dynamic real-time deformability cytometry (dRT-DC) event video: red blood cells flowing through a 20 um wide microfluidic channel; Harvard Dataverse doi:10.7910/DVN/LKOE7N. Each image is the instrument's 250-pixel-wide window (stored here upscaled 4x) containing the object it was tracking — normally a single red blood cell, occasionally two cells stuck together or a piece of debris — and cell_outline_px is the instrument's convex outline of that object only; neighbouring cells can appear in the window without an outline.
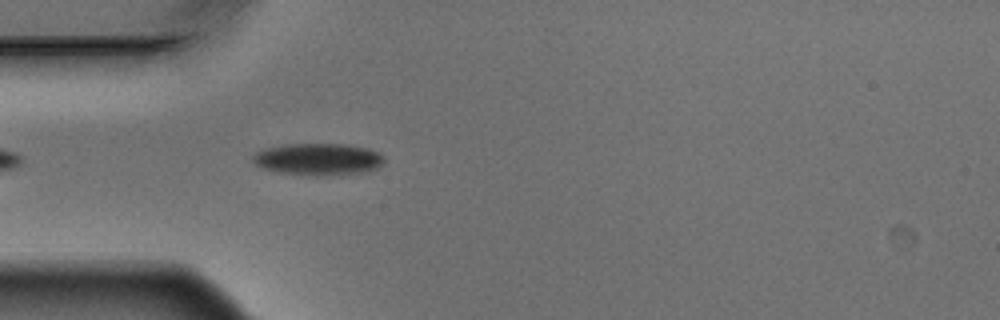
{"species": "Egyptian fruit bat (a non-hibernating species)", "species_latin": "Rousettus aegyptiacus", "temperature_condition": "warm", "stored_images_in_passage": 4, "camera_frame_rate_fps": 3000, "um_per_image_px": 0.085, "animal": {"sex": "male"}, "frame": {"image": 1, "passage_image": 4, "time_ms": 1.0, "image_size_px": [1000, 320], "cell_outline_px": [[384, 164], [380, 168], [360, 172], [280, 172], [264, 168], [256, 164], [252, 160], [252, 156], [256, 152], [264, 148], [288, 144], [348, 144], [368, 148], [380, 152], [384, 156]], "centroid_in_image_um": [27.09, 13.46], "position_along_channel_um": 57.9, "area_um2": 23.29}}